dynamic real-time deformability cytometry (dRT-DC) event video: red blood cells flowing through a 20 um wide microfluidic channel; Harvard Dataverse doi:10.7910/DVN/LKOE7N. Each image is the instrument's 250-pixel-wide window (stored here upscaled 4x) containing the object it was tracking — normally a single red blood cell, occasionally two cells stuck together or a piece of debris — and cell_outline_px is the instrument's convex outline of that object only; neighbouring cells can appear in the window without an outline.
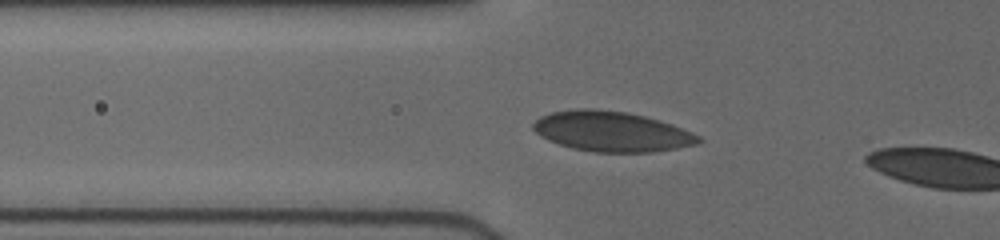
{"species": "human", "species_latin": "Homo sapiens", "temperature_condition": "cold", "stored_images_in_passage": 5, "segment_of_instrument_passage": [1, 2], "camera_frame_rate_fps": 3000, "um_per_image_px": 0.085, "donor": {"sex": "female"}, "frame": {"image": 1, "passage_image": 3, "time_ms": 1.667, "image_size_px": [1000, 240], "cell_outline_px": [[704, 140], [696, 144], [676, 148], [652, 152], [592, 152], [572, 148], [548, 140], [540, 136], [532, 128], [532, 124], [540, 116], [552, 112], [572, 108], [592, 108], [628, 112], [644, 116], [672, 124], [692, 132], [700, 136]], "centroid_in_image_um": [51.98, 11.17], "position_along_channel_um": 73.8, "area_um2": 38.84}}